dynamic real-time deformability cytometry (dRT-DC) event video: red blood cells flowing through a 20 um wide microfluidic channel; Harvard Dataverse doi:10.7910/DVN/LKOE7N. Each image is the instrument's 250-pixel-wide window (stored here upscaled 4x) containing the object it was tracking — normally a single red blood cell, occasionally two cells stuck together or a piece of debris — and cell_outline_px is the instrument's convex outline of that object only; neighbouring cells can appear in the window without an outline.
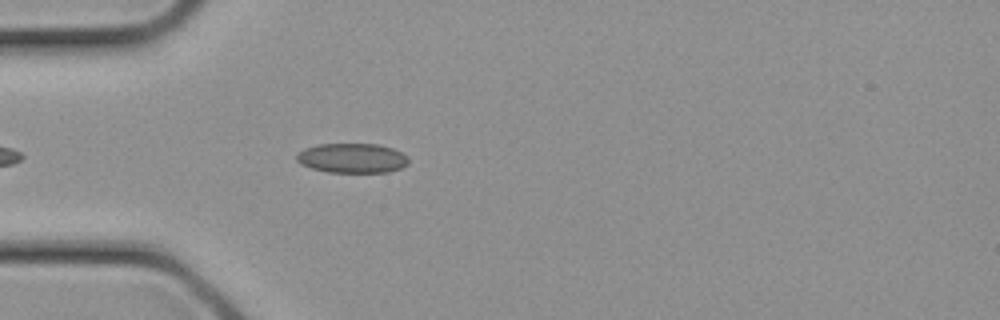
{"species": "common noctule bat (a hibernating species)", "species_latin": "Nyctalus noctula", "temperature_condition": "cold", "stored_images_in_passage": 9, "camera_frame_rate_fps": 3000, "um_per_image_px": 0.085, "animal": {"sex": "female", "body_mass_g": 21.9}, "frame": {"image": 1, "passage_image": 7, "time_ms": 2.0, "image_size_px": [1000, 320], "cell_outline_px": [[408, 164], [400, 168], [388, 172], [328, 172], [312, 168], [300, 164], [296, 160], [296, 152], [304, 148], [316, 144], [380, 144], [392, 148], [408, 156]], "centroid_in_image_um": [29.9, 13.43], "position_along_channel_um": 55.1, "area_um2": 19.48}}
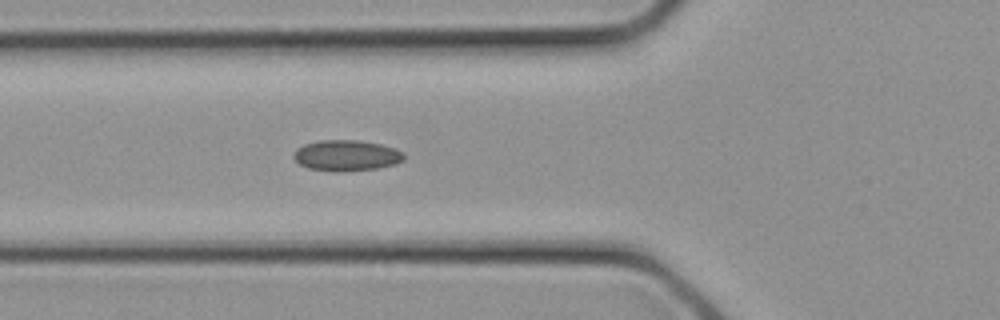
{"frame": {"image": 2, "passage_image": 9, "time_ms": 2.667, "image_size_px": [1000, 320], "cell_outline_px": [[404, 160], [396, 164], [380, 168], [340, 172], [336, 172], [308, 168], [300, 164], [292, 156], [296, 148], [304, 144], [320, 140], [360, 140], [380, 144], [404, 152]], "centroid_in_image_um": [29.45, 13.22], "position_along_channel_um": 96.4, "area_um2": 20.0}}